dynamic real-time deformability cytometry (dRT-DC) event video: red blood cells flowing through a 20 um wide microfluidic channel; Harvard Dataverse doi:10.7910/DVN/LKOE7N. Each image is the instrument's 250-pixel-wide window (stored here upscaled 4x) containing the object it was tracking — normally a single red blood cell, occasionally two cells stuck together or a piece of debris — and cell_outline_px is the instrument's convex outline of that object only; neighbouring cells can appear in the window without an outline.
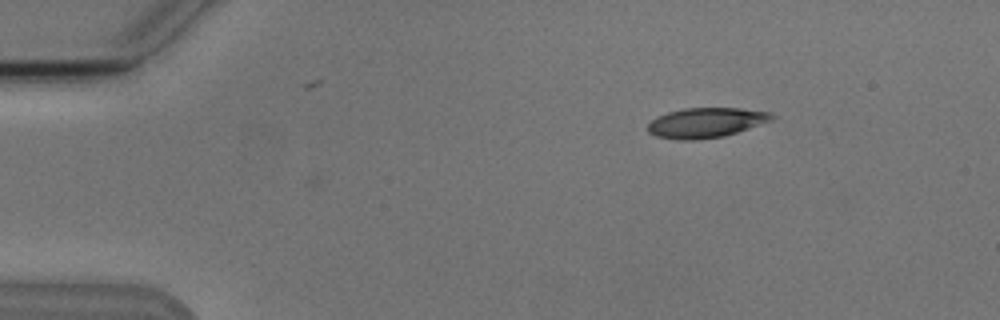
{"species": "Egyptian fruit bat (a non-hibernating species)", "species_latin": "Rousettus aegyptiacus", "temperature_condition": "cold", "stored_images_in_passage": 3, "camera_frame_rate_fps": 3000, "um_per_image_px": 0.085, "animal": {"sex": "male"}, "frame": {"image": 1, "passage_image": 3, "time_ms": 2.667, "image_size_px": [1000, 320], "cell_outline_px": [[776, 116], [772, 120], [724, 136], [692, 140], [680, 140], [656, 136], [648, 132], [648, 124], [656, 116], [668, 112], [684, 108], [740, 108], [772, 112]], "centroid_in_image_um": [60.0, 10.42], "position_along_channel_um": 25.0, "area_um2": 21.56}}